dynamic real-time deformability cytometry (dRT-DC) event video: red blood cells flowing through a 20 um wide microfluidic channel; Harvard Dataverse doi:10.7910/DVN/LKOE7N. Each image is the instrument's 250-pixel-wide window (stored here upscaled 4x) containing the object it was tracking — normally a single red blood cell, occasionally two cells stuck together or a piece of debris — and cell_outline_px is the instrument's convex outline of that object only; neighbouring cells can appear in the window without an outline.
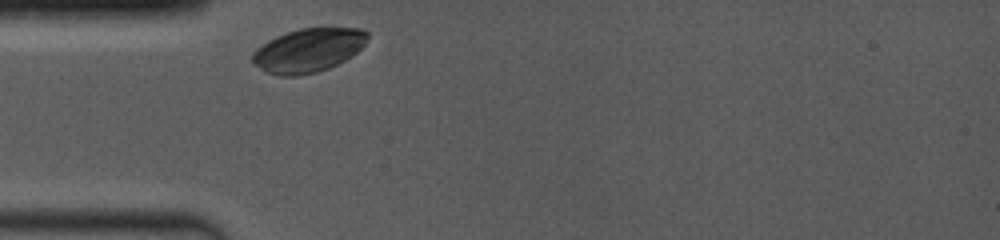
{"species": "common noctule bat (a hibernating species)", "species_latin": "Nyctalus noctula", "temperature_condition": "room temperature", "stored_images_in_passage": 21, "camera_frame_rate_fps": 4000, "um_per_image_px": 0.085, "animal": {"sex": "female", "body_mass_g": 19.0, "forearm_length_mm": 53.3}, "frame": {"image": 1, "passage_image": 1, "time_ms": 0.0, "image_size_px": [1000, 240], "cell_outline_px": [[368, 40], [352, 56], [328, 68], [316, 72], [296, 76], [280, 76], [264, 72], [252, 64], [252, 52], [256, 48], [268, 40], [276, 36], [300, 28], [364, 28], [368, 32]], "centroid_in_image_um": [26.17, 4.27], "position_along_channel_um": 58.8, "area_um2": 29.48}}
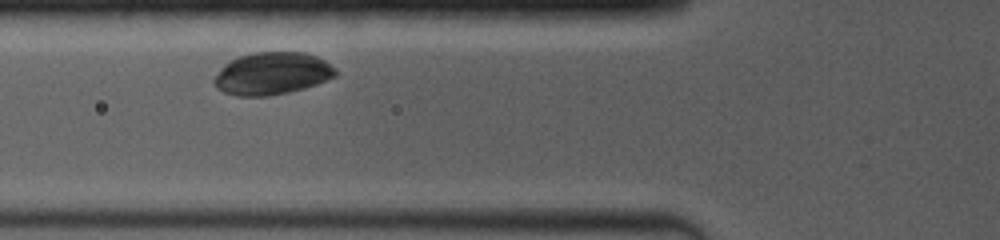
{"frame": {"image": 2, "passage_image": 6, "time_ms": 1.25, "image_size_px": [1000, 240], "cell_outline_px": [[336, 76], [316, 84], [304, 88], [288, 92], [268, 96], [236, 96], [224, 92], [216, 88], [212, 80], [220, 68], [224, 64], [240, 56], [252, 52], [304, 52], [316, 56], [324, 60], [336, 68]], "centroid_in_image_um": [23.11, 6.25], "position_along_channel_um": 102.7, "area_um2": 30.06}}
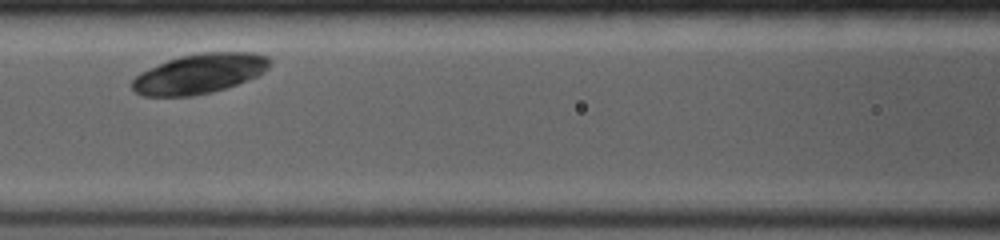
{"frame": {"image": 3, "passage_image": 11, "time_ms": 2.5, "image_size_px": [1000, 240], "cell_outline_px": [[272, 64], [264, 72], [256, 76], [236, 84], [212, 92], [192, 96], [144, 96], [136, 92], [132, 88], [132, 80], [140, 72], [168, 60], [180, 56], [200, 52], [252, 52], [268, 56], [272, 60]], "centroid_in_image_um": [16.98, 6.25], "position_along_channel_um": 149.6, "area_um2": 31.91}}